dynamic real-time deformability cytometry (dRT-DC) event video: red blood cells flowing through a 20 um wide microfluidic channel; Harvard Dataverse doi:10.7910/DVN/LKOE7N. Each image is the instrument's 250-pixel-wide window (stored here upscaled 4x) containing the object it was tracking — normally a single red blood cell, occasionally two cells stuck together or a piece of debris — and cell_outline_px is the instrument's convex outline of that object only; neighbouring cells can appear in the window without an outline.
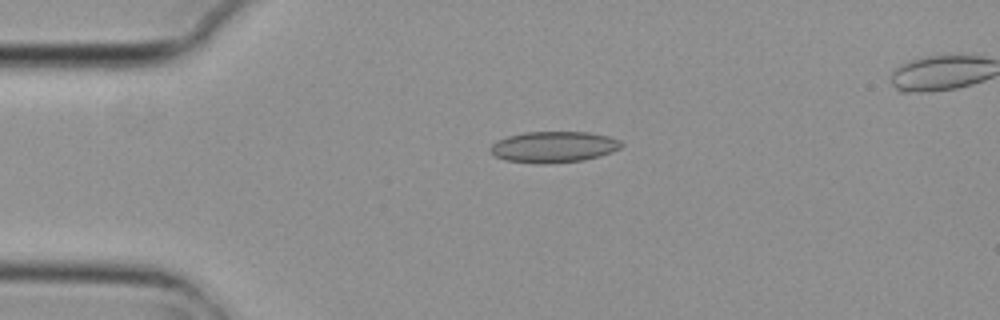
{"species": "common noctule bat (a hibernating species)", "species_latin": "Nyctalus noctula", "temperature_condition": "cold", "stored_images_in_passage": 4, "camera_frame_rate_fps": 3000, "um_per_image_px": 0.085, "animal": {"sex": "female", "body_mass_g": 29.2, "forearm_length_mm": 56.3}, "frame": {"image": 1, "passage_image": 4, "time_ms": 1.0, "image_size_px": [1000, 320], "cell_outline_px": [[624, 144], [620, 148], [612, 152], [600, 156], [584, 160], [544, 164], [508, 160], [496, 156], [488, 148], [496, 140], [508, 136], [524, 132], [588, 132], [608, 136], [620, 140]], "centroid_in_image_um": [47.09, 12.48], "position_along_channel_um": 37.9, "area_um2": 23.7}}